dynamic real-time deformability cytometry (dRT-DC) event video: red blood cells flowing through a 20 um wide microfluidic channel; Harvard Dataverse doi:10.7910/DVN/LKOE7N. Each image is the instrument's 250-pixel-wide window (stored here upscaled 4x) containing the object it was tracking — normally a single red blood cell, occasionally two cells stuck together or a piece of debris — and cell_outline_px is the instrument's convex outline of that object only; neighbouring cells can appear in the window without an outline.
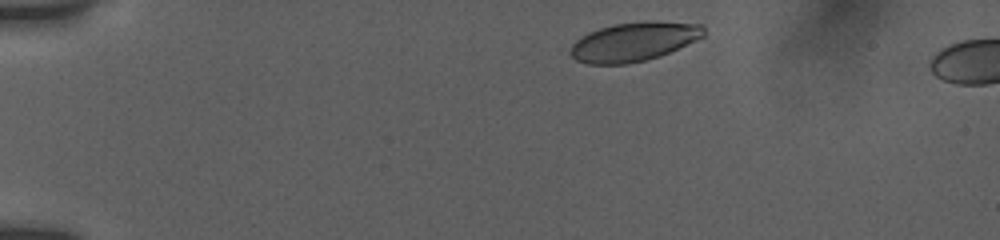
{"species": "human", "species_latin": "Homo sapiens", "temperature_condition": "room temperature", "stored_images_in_passage": 5, "camera_frame_rate_fps": 3000, "um_per_image_px": 0.085, "donor": {"sex": "female"}, "frame": {"image": 1, "passage_image": 1, "time_ms": 0.0, "image_size_px": [1000, 240], "cell_outline_px": [[704, 36], [696, 40], [660, 56], [628, 64], [588, 64], [576, 60], [568, 52], [572, 44], [580, 36], [588, 32], [600, 28], [616, 24], [644, 20], [652, 20], [704, 24]], "centroid_in_image_um": [53.87, 3.53], "position_along_channel_um": 31.1, "area_um2": 30.52}}